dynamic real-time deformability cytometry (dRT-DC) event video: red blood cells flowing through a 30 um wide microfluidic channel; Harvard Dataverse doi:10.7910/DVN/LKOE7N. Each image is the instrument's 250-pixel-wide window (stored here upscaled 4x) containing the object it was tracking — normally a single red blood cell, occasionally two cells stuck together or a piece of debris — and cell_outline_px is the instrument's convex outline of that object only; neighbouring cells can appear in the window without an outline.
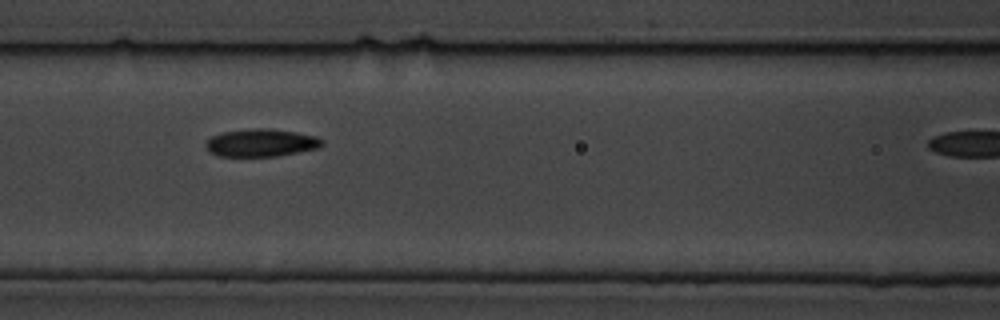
{"species": "common noctule bat (a hibernating species)", "species_latin": "Nyctalus noctula", "temperature_condition": "cold", "stored_images_in_passage": 5, "camera_frame_rate_fps": 3000, "um_per_image_px": 0.085, "animal": {"sex": "male", "body_mass_g": 19.5, "forearm_length_mm": 54.6}, "frame": {"image": 1, "passage_image": 4, "time_ms": 3.333, "image_size_px": [1000, 320], "cell_outline_px": [[324, 144], [320, 148], [300, 152], [276, 156], [220, 156], [208, 152], [204, 144], [212, 136], [220, 132], [256, 128], [268, 128], [296, 132], [316, 136], [324, 140]], "centroid_in_image_um": [22.21, 12.14], "position_along_channel_um": 144.4, "area_um2": 18.96}}